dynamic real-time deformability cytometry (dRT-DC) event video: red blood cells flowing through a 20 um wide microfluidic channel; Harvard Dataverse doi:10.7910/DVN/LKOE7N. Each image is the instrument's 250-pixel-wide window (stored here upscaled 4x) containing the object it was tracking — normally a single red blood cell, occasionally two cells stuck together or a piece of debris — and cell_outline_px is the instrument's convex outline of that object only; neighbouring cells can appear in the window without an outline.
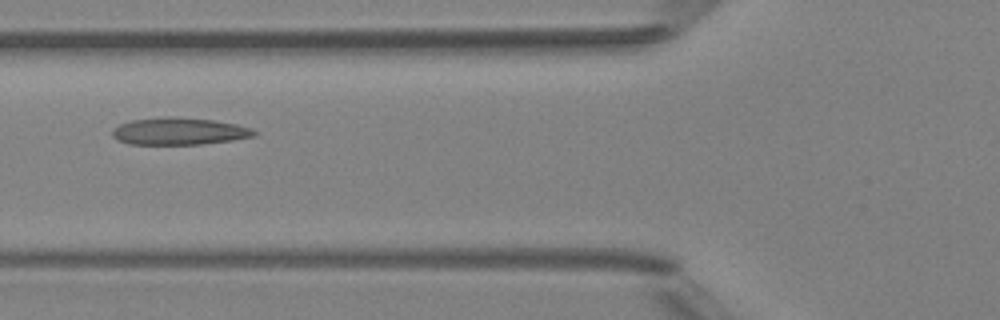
{"species": "Egyptian fruit bat (a non-hibernating species)", "species_latin": "Rousettus aegyptiacus", "temperature_condition": "room temperature", "stored_images_in_passage": 5, "camera_frame_rate_fps": 3000, "um_per_image_px": 0.085, "animal": {"sex": "female"}, "frame": {"image": 1, "passage_image": 5, "time_ms": 5.333, "image_size_px": [1000, 320], "cell_outline_px": [[256, 136], [232, 140], [200, 144], [128, 144], [116, 140], [112, 136], [112, 128], [120, 124], [132, 120], [164, 116], [176, 116], [212, 120], [236, 124], [252, 128], [256, 132]], "centroid_in_image_um": [15.19, 11.15], "position_along_channel_um": 110.6, "area_um2": 22.6}}